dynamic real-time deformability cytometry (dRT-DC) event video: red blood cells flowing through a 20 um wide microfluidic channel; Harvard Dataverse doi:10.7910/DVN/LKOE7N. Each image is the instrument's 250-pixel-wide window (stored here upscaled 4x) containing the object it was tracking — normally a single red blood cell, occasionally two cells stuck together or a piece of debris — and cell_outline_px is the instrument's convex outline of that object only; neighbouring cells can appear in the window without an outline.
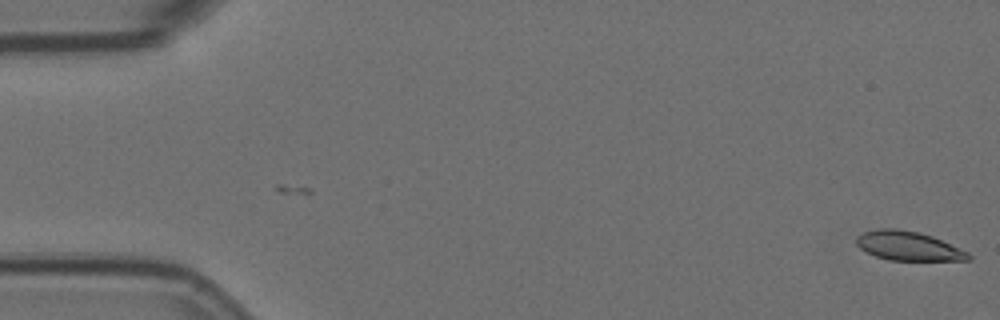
{"species": "Egyptian fruit bat (a non-hibernating species)", "species_latin": "Rousettus aegyptiacus", "temperature_condition": "room temperature", "stored_images_in_passage": 6, "camera_frame_rate_fps": 3000, "um_per_image_px": 0.085, "animal": {"sex": "female"}, "frame": {"image": 1, "passage_image": 6, "time_ms": 1.667, "image_size_px": [1000, 320], "cell_outline_px": [[972, 260], [888, 260], [876, 256], [860, 248], [856, 244], [856, 236], [864, 232], [880, 228], [896, 228], [920, 232], [932, 236], [968, 252], [972, 256]], "centroid_in_image_um": [77.2, 20.9], "position_along_channel_um": 7.8, "area_um2": 18.96}}